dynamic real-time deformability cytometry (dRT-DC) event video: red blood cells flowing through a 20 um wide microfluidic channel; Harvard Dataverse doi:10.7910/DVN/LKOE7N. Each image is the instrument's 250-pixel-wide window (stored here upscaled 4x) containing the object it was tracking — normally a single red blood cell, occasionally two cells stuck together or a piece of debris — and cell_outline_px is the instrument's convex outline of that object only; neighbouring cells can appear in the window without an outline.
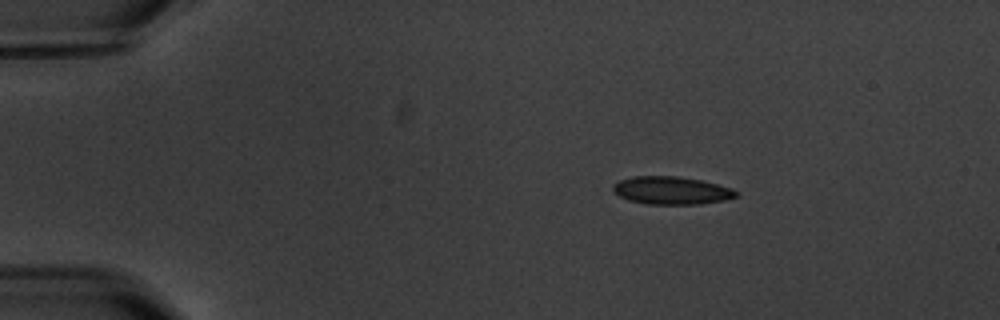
{"species": "common noctule bat (a hibernating species)", "species_latin": "Nyctalus noctula", "temperature_condition": "warm", "stored_images_in_passage": 4, "camera_frame_rate_fps": 3000, "um_per_image_px": 0.085, "animal": {"sex": "male", "body_mass_g": 20.1, "forearm_length_mm": 53.5}, "frame": {"image": 1, "passage_image": 1, "time_ms": 0.0, "image_size_px": [1000, 320], "cell_outline_px": [[740, 196], [724, 200], [700, 204], [648, 204], [628, 200], [612, 192], [612, 184], [620, 180], [632, 176], [676, 176], [700, 180], [732, 188]], "centroid_in_image_um": [57.04, 16.19], "position_along_channel_um": 28.0, "area_um2": 20.0}}
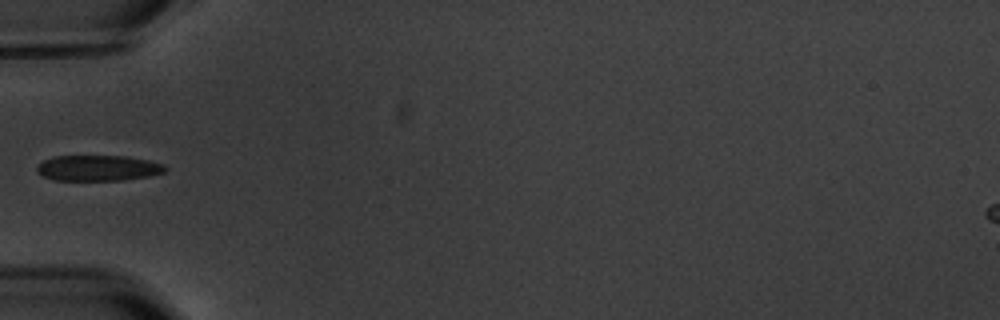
{"frame": {"image": 2, "passage_image": 4, "time_ms": 3.333, "image_size_px": [1000, 320], "cell_outline_px": [[168, 168], [164, 172], [148, 176], [120, 180], [56, 180], [44, 176], [36, 172], [36, 168], [44, 160], [56, 156], [124, 156], [148, 160], [164, 164]], "centroid_in_image_um": [8.35, 14.28], "position_along_channel_um": 76.7, "area_um2": 19.02}}